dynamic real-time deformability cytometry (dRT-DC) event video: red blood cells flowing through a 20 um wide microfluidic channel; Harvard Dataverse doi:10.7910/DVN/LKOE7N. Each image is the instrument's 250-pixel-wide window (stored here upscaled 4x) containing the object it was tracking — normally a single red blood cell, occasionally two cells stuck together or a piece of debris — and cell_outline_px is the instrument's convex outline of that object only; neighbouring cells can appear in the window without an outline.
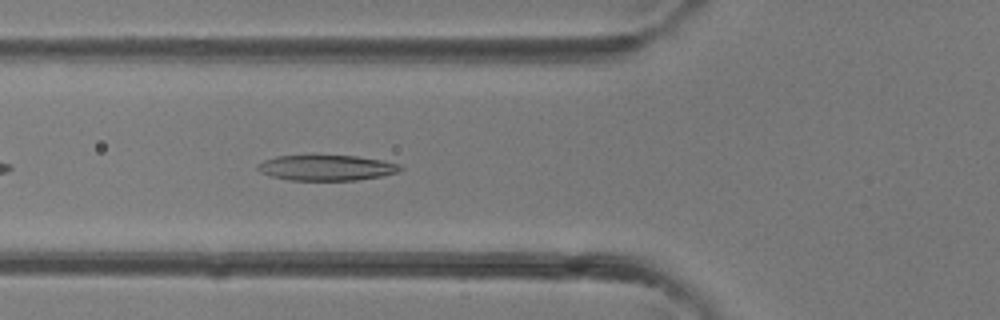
{"species": "common noctule bat (a hibernating species)", "species_latin": "Nyctalus noctula", "temperature_condition": "room temperature", "stored_images_in_passage": 29, "camera_frame_rate_fps": 3000, "um_per_image_px": 0.085, "animal": {"sex": "female"}, "frame": {"image": 1, "passage_image": 4, "time_ms": 1.0, "image_size_px": [1000, 320], "cell_outline_px": [[404, 168], [400, 172], [380, 176], [356, 180], [288, 180], [272, 176], [260, 172], [256, 168], [256, 164], [264, 160], [276, 156], [356, 156], [384, 160], [400, 164]], "centroid_in_image_um": [27.77, 14.26], "position_along_channel_um": 98.0, "area_um2": 21.21}}
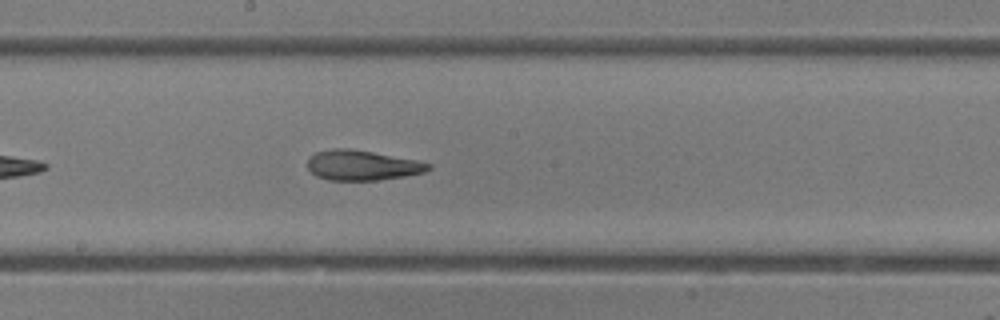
{"frame": {"image": 2, "passage_image": 11, "time_ms": 3.333, "image_size_px": [1000, 320], "cell_outline_px": [[432, 168], [424, 172], [404, 176], [376, 180], [328, 180], [316, 176], [308, 168], [308, 156], [316, 152], [332, 148], [348, 148], [372, 152], [416, 160], [432, 164]], "centroid_in_image_um": [30.76, 14.04], "position_along_channel_um": 217.4, "area_um2": 21.1}}
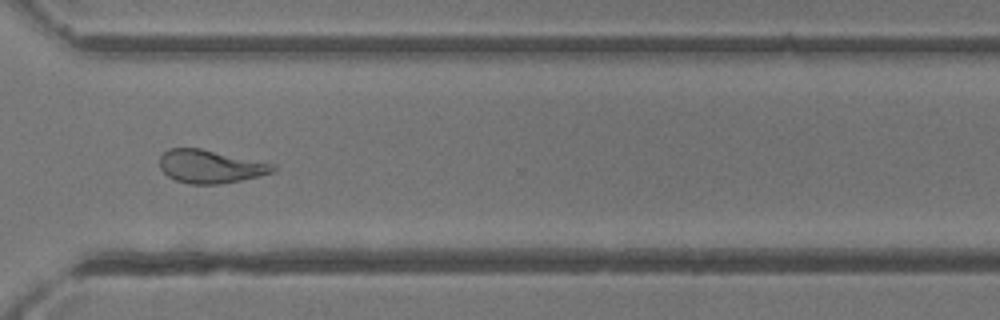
{"frame": {"image": 3, "passage_image": 19, "time_ms": 6.0, "image_size_px": [1000, 320], "cell_outline_px": [[276, 168], [272, 172], [240, 180], [220, 184], [188, 184], [176, 180], [168, 176], [160, 168], [160, 156], [168, 148], [200, 148], [276, 164]], "centroid_in_image_um": [17.86, 14.14], "position_along_channel_um": 352.7, "area_um2": 21.79}}